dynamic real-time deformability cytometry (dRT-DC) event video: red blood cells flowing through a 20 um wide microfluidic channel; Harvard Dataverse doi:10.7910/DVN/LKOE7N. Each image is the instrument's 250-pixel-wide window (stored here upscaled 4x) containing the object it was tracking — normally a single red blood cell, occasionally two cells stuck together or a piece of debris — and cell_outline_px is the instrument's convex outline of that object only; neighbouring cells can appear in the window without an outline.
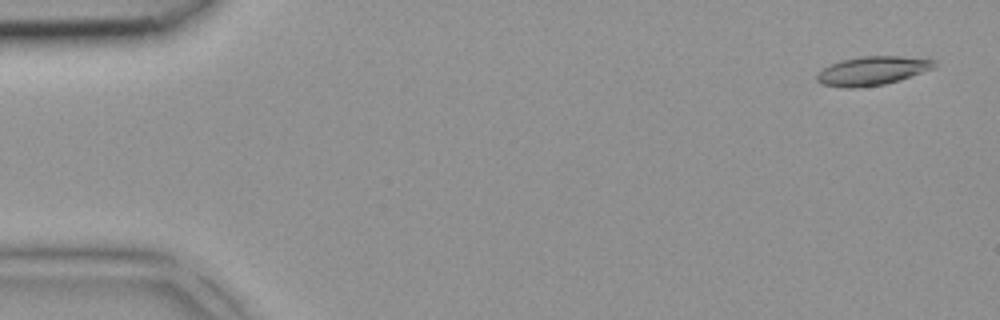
{"species": "common noctule bat (a hibernating species)", "species_latin": "Nyctalus noctula", "temperature_condition": "room temperature", "stored_images_in_passage": 4, "camera_frame_rate_fps": 3000, "um_per_image_px": 0.085, "animal": {"sex": "female", "body_mass_g": 18.4}, "frame": {"image": 1, "passage_image": 1, "time_ms": 0.0, "image_size_px": [1000, 320], "cell_outline_px": [[936, 68], [900, 80], [884, 84], [856, 88], [844, 88], [820, 84], [816, 80], [816, 72], [840, 60], [860, 56], [900, 56], [936, 60]], "centroid_in_image_um": [74.14, 6.02], "position_along_channel_um": 10.9, "area_um2": 19.94}}
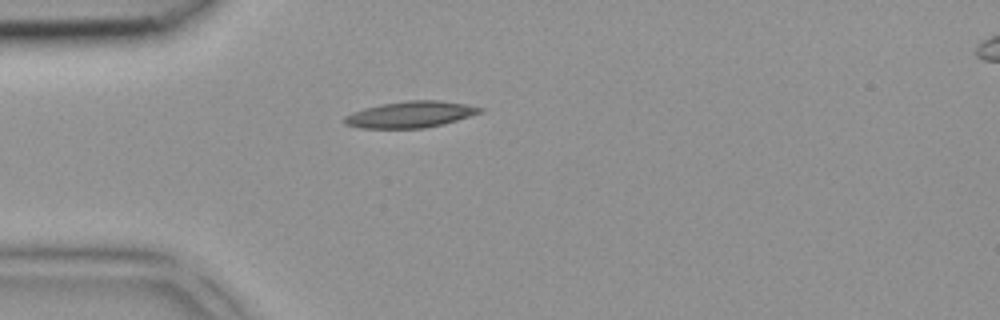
{"frame": {"image": 2, "passage_image": 4, "time_ms": 1.0, "image_size_px": [1000, 320], "cell_outline_px": [[484, 112], [456, 120], [424, 128], [360, 128], [344, 124], [344, 116], [352, 112], [364, 108], [380, 104], [408, 100], [440, 100], [464, 104], [484, 108]], "centroid_in_image_um": [34.87, 9.72], "position_along_channel_um": 50.1, "area_um2": 20.75}}